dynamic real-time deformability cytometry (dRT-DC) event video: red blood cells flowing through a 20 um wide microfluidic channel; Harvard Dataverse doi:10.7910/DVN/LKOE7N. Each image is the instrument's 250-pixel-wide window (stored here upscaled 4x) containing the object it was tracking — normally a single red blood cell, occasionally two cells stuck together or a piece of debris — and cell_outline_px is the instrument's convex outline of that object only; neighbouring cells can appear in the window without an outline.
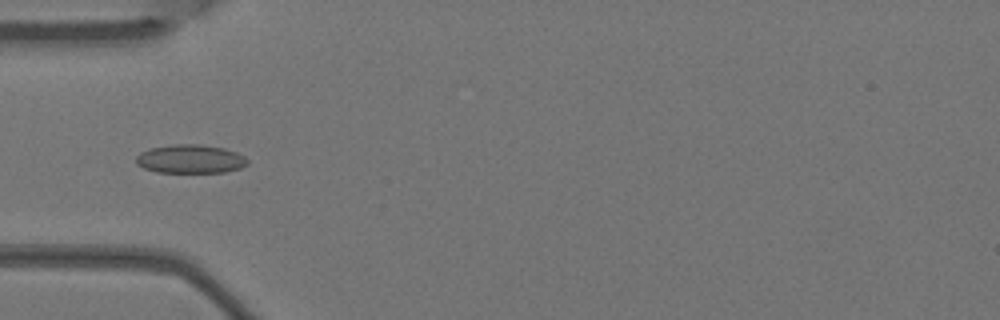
{"species": "Egyptian fruit bat (a non-hibernating species)", "species_latin": "Rousettus aegyptiacus", "temperature_condition": "warm", "stored_images_in_passage": 7, "camera_frame_rate_fps": 3000, "um_per_image_px": 0.085, "animal": {"sex": "female"}, "frame": {"image": 1, "passage_image": 4, "time_ms": 1.0, "image_size_px": [1000, 320], "cell_outline_px": [[248, 164], [240, 168], [224, 172], [156, 172], [144, 168], [136, 164], [136, 156], [140, 152], [148, 148], [172, 144], [200, 144], [224, 148], [236, 152], [244, 156], [248, 160]], "centroid_in_image_um": [16.16, 13.5], "position_along_channel_um": 68.8, "area_um2": 18.73}}
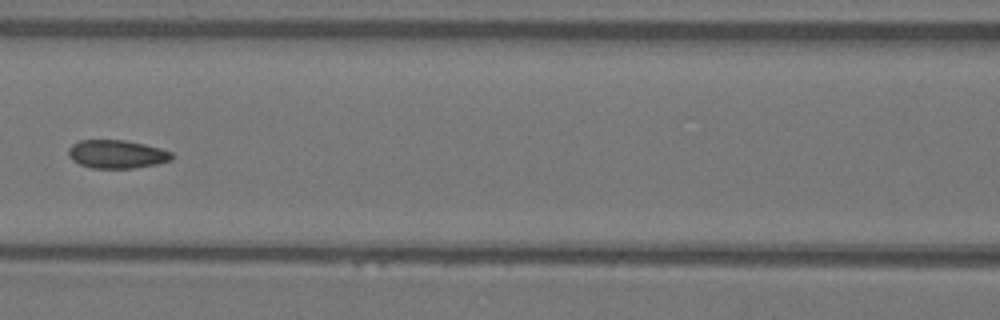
{"frame": {"image": 2, "passage_image": 6, "time_ms": 1.667, "image_size_px": [1000, 320], "cell_outline_px": [[172, 160], [156, 164], [132, 168], [92, 168], [80, 164], [72, 160], [68, 156], [68, 148], [72, 144], [80, 140], [124, 140], [144, 144], [160, 148], [172, 152]], "centroid_in_image_um": [9.91, 13.1], "position_along_channel_um": 156.7, "area_um2": 17.05}}
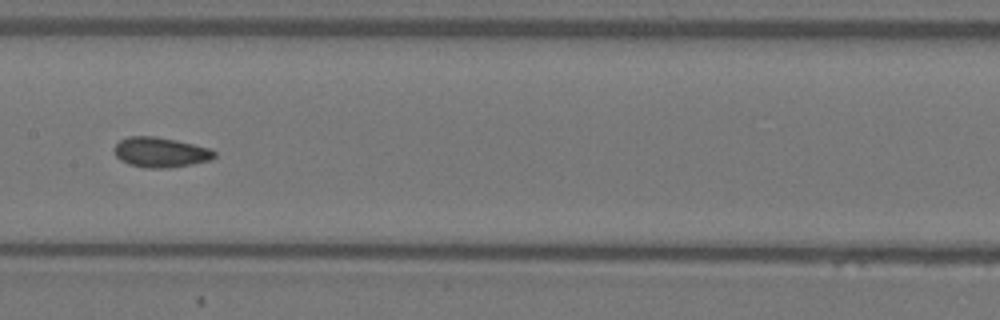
{"frame": {"image": 3, "passage_image": 7, "time_ms": 2.0, "image_size_px": [1000, 320], "cell_outline_px": [[216, 156], [212, 160], [192, 164], [168, 168], [144, 168], [128, 164], [120, 160], [116, 156], [112, 148], [120, 140], [128, 136], [156, 136], [176, 140], [212, 148], [216, 152]], "centroid_in_image_um": [13.65, 12.94], "position_along_channel_um": 193.7, "area_um2": 17.86}}